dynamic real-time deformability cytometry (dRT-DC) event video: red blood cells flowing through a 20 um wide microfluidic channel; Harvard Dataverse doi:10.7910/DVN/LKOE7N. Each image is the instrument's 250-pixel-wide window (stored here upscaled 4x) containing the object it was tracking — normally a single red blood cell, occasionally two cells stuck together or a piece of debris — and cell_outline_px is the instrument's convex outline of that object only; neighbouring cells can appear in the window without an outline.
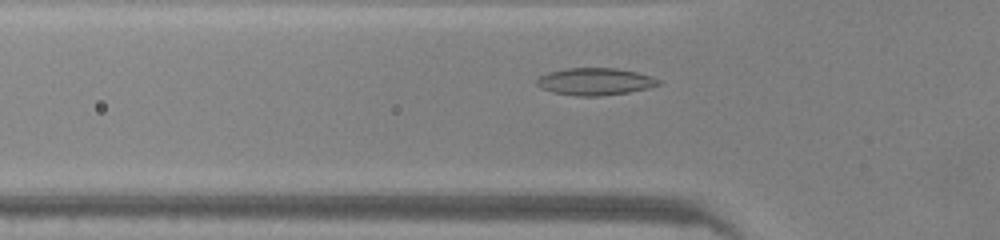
{"species": "common noctule bat (a hibernating species)", "species_latin": "Nyctalus noctula", "temperature_condition": "warm", "stored_images_in_passage": 35, "camera_frame_rate_fps": 3000, "um_per_image_px": 0.085, "animal": {"sex": "male", "body_mass_g": 20.0, "forearm_length_mm": 53.3}, "frame": {"image": 1, "passage_image": 9, "time_ms": 2.667, "image_size_px": [1000, 240], "cell_outline_px": [[664, 84], [648, 88], [628, 92], [600, 96], [576, 96], [552, 92], [540, 88], [536, 84], [536, 80], [540, 76], [548, 72], [568, 68], [616, 68], [636, 72], [652, 76], [660, 80]], "centroid_in_image_um": [50.59, 6.93], "position_along_channel_um": 75.2, "area_um2": 19.42}}
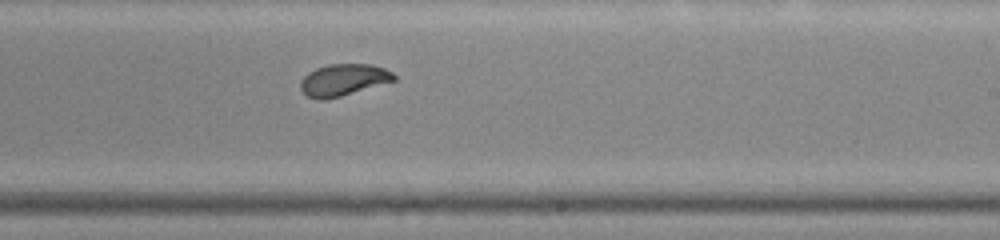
{"frame": {"image": 2, "passage_image": 22, "time_ms": 7.0, "image_size_px": [1000, 240], "cell_outline_px": [[396, 80], [340, 96], [324, 100], [316, 100], [308, 96], [300, 88], [300, 80], [308, 72], [316, 68], [328, 64], [372, 64], [384, 68], [392, 72], [396, 76]], "centroid_in_image_um": [29.17, 6.78], "position_along_channel_um": 259.8, "area_um2": 17.28}}
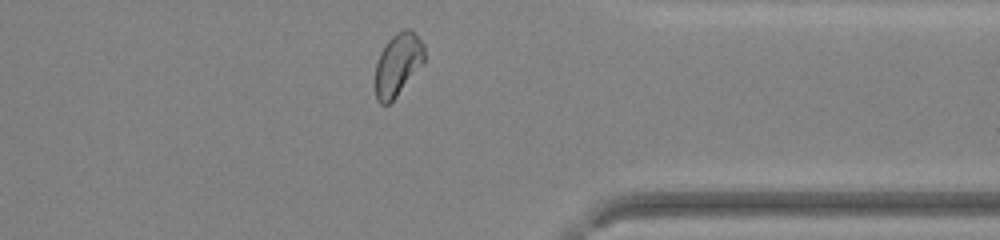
{"frame": {"image": 3, "passage_image": 31, "time_ms": 10.0, "image_size_px": [1000, 240], "cell_outline_px": [[424, 64], [396, 96], [388, 104], [380, 104], [376, 100], [376, 64], [380, 52], [384, 44], [396, 32], [404, 28], [408, 28], [424, 44]], "centroid_in_image_um": [33.82, 5.47], "position_along_channel_um": 377.6, "area_um2": 17.86}, "authors_computed_cell_mechanics": {"area_um2": 17.7446, "velocity_mm_per_s": 4.2542, "shape_relaxation_time_tau1_ms": 2.6287, "shape_relaxation_time_tau2_ms": 0.725, "deformation_change_tau1": 0.1256, "deformation_change_tau2": 0.0436}}